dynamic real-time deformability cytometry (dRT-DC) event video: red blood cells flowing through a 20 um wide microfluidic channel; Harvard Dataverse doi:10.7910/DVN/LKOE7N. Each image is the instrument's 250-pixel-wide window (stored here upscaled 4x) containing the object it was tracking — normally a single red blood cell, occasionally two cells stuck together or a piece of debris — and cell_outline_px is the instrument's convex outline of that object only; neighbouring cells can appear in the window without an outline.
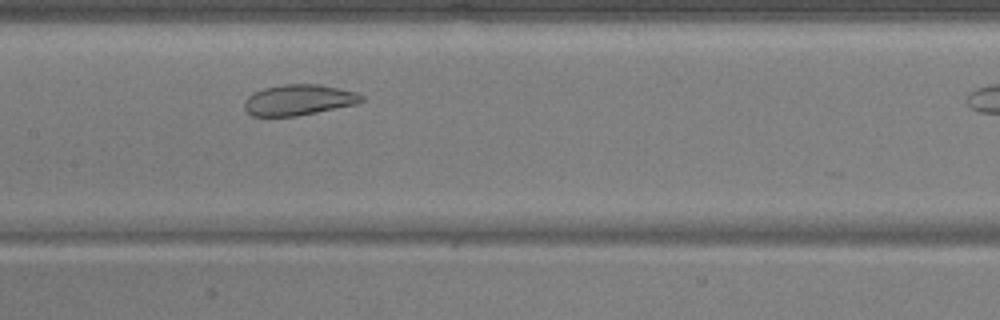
{"species": "common noctule bat (a hibernating species)", "species_latin": "Nyctalus noctula", "temperature_condition": "warm", "stored_images_in_passage": 23, "camera_frame_rate_fps": 3000, "um_per_image_px": 0.085, "animal": {"sex": "male", "body_mass_g": 17.9, "forearm_length_mm": 54.2}, "frame": {"image": 1, "passage_image": 16, "time_ms": 5.0, "image_size_px": [1000, 320], "cell_outline_px": [[364, 100], [356, 104], [296, 116], [252, 116], [244, 108], [244, 104], [248, 96], [264, 88], [284, 84], [316, 84], [356, 92], [364, 96]], "centroid_in_image_um": [25.39, 8.5], "position_along_channel_um": 182.0, "area_um2": 20.69}}
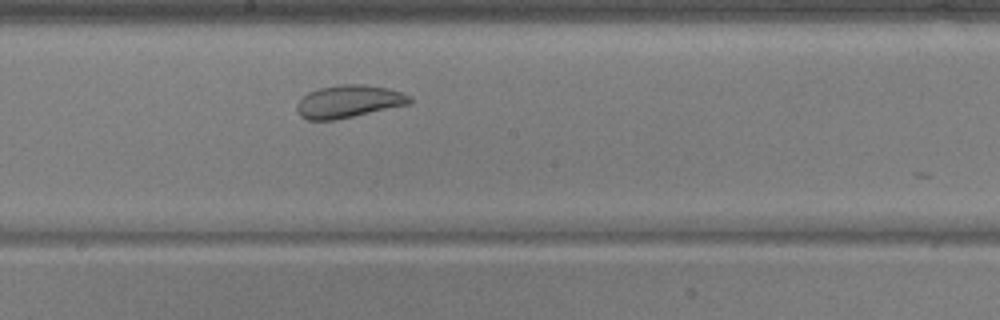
{"frame": {"image": 2, "passage_image": 19, "time_ms": 6.0, "image_size_px": [1000, 320], "cell_outline_px": [[412, 104], [336, 120], [308, 120], [300, 116], [296, 112], [296, 104], [308, 92], [320, 88], [340, 84], [364, 84], [388, 88], [412, 96]], "centroid_in_image_um": [29.66, 8.63], "position_along_channel_um": 218.5, "area_um2": 21.73}}
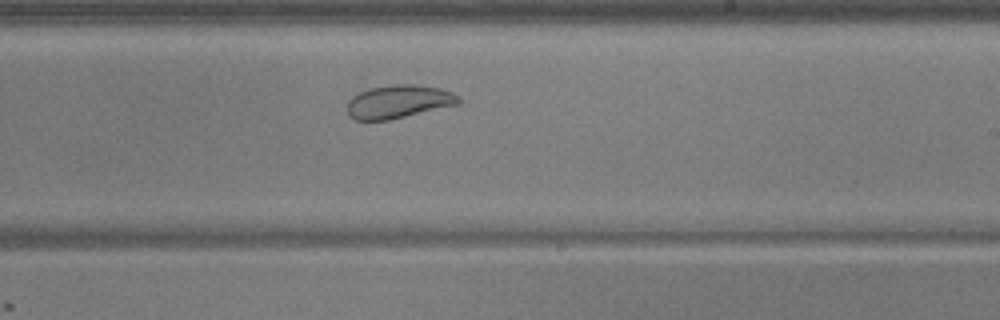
{"frame": {"image": 3, "passage_image": 22, "time_ms": 7.0, "image_size_px": [1000, 320], "cell_outline_px": [[460, 104], [388, 120], [356, 120], [348, 116], [348, 100], [352, 96], [368, 88], [392, 84], [416, 84], [440, 88], [452, 92], [460, 96]], "centroid_in_image_um": [33.89, 8.63], "position_along_channel_um": 255.1, "area_um2": 21.73}}